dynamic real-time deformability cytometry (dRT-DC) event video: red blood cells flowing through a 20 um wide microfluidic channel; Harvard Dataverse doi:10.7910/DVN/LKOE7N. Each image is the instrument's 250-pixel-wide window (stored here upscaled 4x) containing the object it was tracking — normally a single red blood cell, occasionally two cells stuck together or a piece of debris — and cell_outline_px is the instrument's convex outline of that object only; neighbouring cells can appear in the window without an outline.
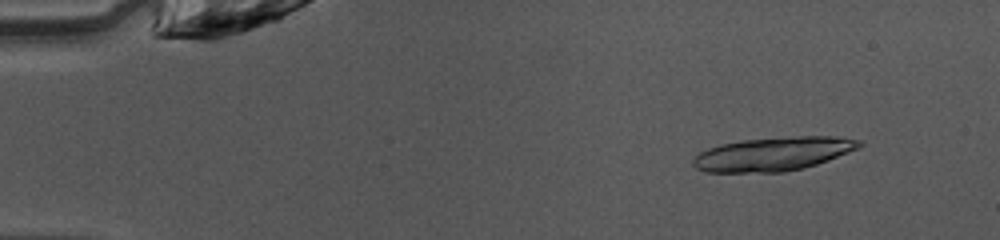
{"species": "common noctule bat (a hibernating species)", "species_latin": "Nyctalus noctula", "temperature_condition": "warm", "stored_images_in_passage": 29, "camera_frame_rate_fps": 3000, "um_per_image_px": 0.085, "animal": {"sex": "female", "body_mass_g": 10.0, "forearm_length_mm": 53.1}, "frame": {"image": 1, "passage_image": 5, "time_ms": 1.333, "image_size_px": [1000, 240], "cell_outline_px": [[864, 144], [860, 148], [828, 160], [804, 168], [784, 172], [704, 172], [696, 168], [692, 164], [692, 160], [700, 152], [708, 148], [720, 144], [740, 140], [800, 136], [836, 136], [860, 140]], "centroid_in_image_um": [65.73, 13.08], "position_along_channel_um": 19.3, "area_um2": 32.77}}
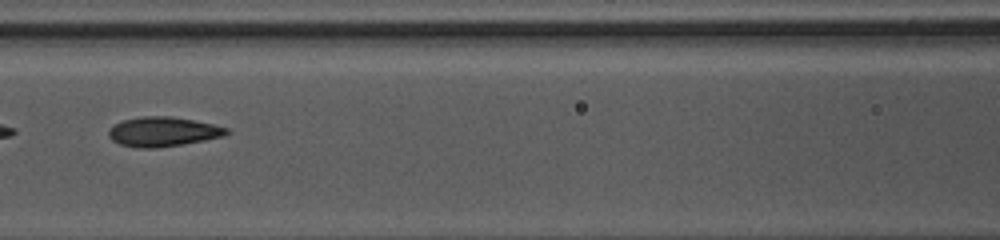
{"frame": {"image": 2, "passage_image": 22, "time_ms": 7.0, "image_size_px": [1000, 240], "cell_outline_px": [[232, 132], [224, 136], [204, 140], [156, 148], [140, 148], [120, 144], [112, 140], [108, 136], [108, 128], [112, 124], [124, 120], [140, 116], [172, 116], [216, 124], [228, 128]], "centroid_in_image_um": [13.86, 11.18], "position_along_channel_um": 152.7, "area_um2": 20.52}}
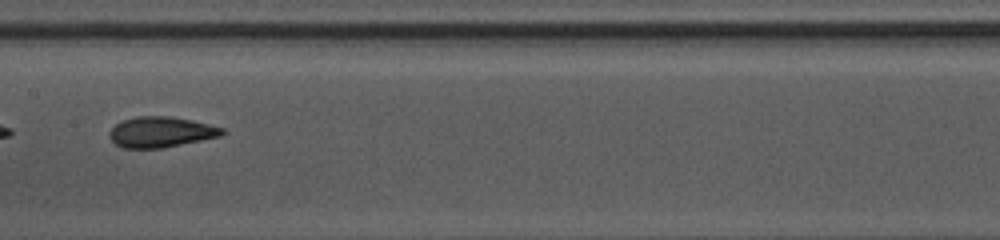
{"frame": {"image": 3, "passage_image": 25, "time_ms": 8.0, "image_size_px": [1000, 240], "cell_outline_px": [[228, 132], [220, 136], [164, 148], [124, 148], [116, 144], [108, 136], [108, 132], [116, 124], [124, 120], [136, 116], [172, 116], [192, 120], [224, 128]], "centroid_in_image_um": [13.69, 11.22], "position_along_channel_um": 193.7, "area_um2": 20.17}}